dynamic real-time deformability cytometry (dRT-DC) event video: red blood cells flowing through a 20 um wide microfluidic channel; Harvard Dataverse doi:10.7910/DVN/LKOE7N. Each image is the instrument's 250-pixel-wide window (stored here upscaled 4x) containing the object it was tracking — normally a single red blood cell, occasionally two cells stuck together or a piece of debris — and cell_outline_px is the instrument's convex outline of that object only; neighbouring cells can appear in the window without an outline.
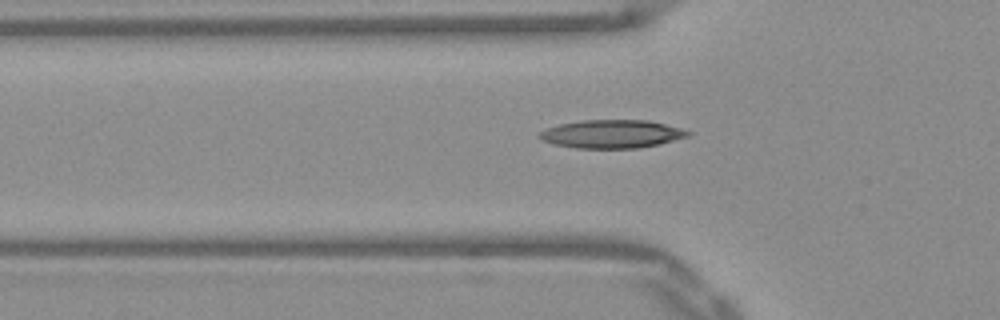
{"species": "Egyptian fruit bat (a non-hibernating species)", "species_latin": "Rousettus aegyptiacus", "temperature_condition": "warm", "stored_images_in_passage": 33, "camera_frame_rate_fps": 3000, "um_per_image_px": 0.085, "frame": {"image": 1, "passage_image": 2, "time_ms": 0.333, "image_size_px": [1000, 320], "cell_outline_px": [[692, 132], [688, 136], [640, 148], [576, 148], [556, 144], [544, 140], [536, 136], [544, 128], [560, 124], [580, 120], [648, 120], [680, 128]], "centroid_in_image_um": [51.96, 11.38], "position_along_channel_um": 73.8, "area_um2": 24.22}}
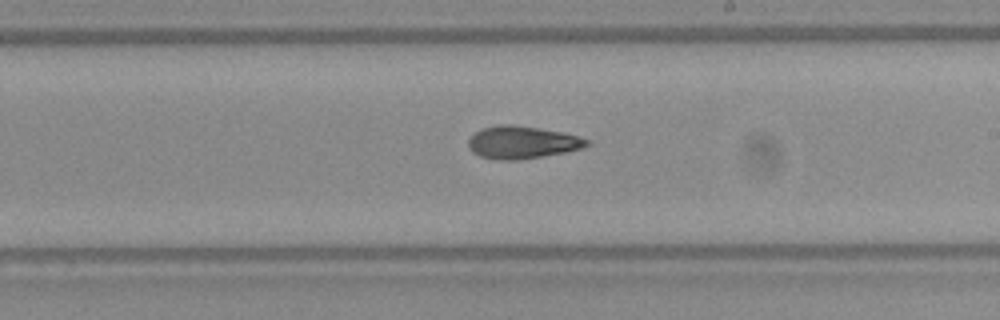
{"frame": {"image": 2, "passage_image": 15, "time_ms": 4.667, "image_size_px": [1000, 320], "cell_outline_px": [[592, 144], [580, 148], [564, 152], [520, 160], [500, 160], [480, 156], [472, 152], [468, 148], [468, 140], [476, 132], [484, 128], [500, 124], [512, 124], [564, 132], [592, 140]], "centroid_in_image_um": [44.4, 12.1], "position_along_channel_um": 244.6, "area_um2": 22.48}}
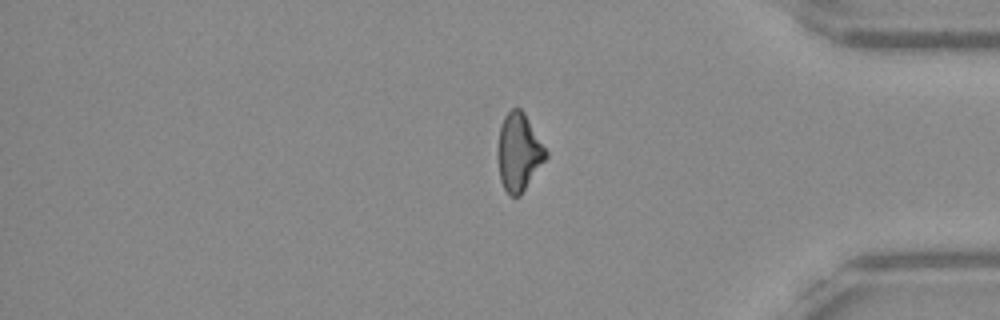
{"frame": {"image": 3, "passage_image": 28, "time_ms": 9.0, "image_size_px": [1000, 320], "cell_outline_px": [[548, 156], [520, 196], [508, 196], [500, 180], [496, 156], [496, 152], [500, 124], [504, 116], [512, 108], [520, 108], [524, 112], [548, 152]], "centroid_in_image_um": [44.06, 12.94], "position_along_channel_um": 391.1, "area_um2": 22.08}, "authors_computed_cell_mechanics": {"area_um2": 22.0796, "velocity_mm_per_s": 3.9084, "shape_relaxation_time_tau1_ms": null, "shape_relaxation_time_tau2_ms": 6.4089, "deformation_change_tau1": null, "deformation_change_tau2": 0.1688}}